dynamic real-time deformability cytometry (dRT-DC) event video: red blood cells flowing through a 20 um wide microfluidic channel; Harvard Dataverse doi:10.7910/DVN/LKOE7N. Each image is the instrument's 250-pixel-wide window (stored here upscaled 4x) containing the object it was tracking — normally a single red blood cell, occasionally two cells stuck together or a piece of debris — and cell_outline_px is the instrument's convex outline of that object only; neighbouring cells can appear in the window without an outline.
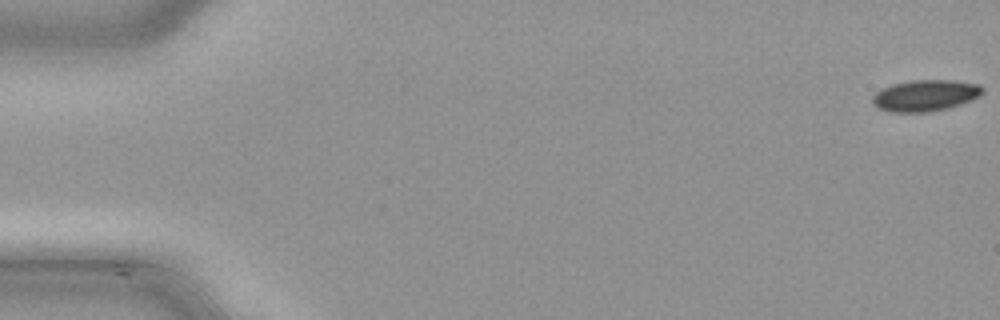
{"species": "common noctule bat (a hibernating species)", "species_latin": "Nyctalus noctula", "temperature_condition": "cold", "stored_images_in_passage": 9, "camera_frame_rate_fps": 3000, "um_per_image_px": 0.085, "animal": {"sex": "male", "body_mass_g": 21.5, "forearm_length_mm": 52.0}, "frame": {"image": 1, "passage_image": 1, "time_ms": 0.0, "image_size_px": [1000, 320], "cell_outline_px": [[984, 92], [968, 100], [948, 108], [928, 112], [888, 112], [872, 104], [872, 96], [876, 92], [892, 84], [912, 80], [952, 80], [980, 84], [984, 88]], "centroid_in_image_um": [78.62, 8.11], "position_along_channel_um": 6.4, "area_um2": 19.94}}